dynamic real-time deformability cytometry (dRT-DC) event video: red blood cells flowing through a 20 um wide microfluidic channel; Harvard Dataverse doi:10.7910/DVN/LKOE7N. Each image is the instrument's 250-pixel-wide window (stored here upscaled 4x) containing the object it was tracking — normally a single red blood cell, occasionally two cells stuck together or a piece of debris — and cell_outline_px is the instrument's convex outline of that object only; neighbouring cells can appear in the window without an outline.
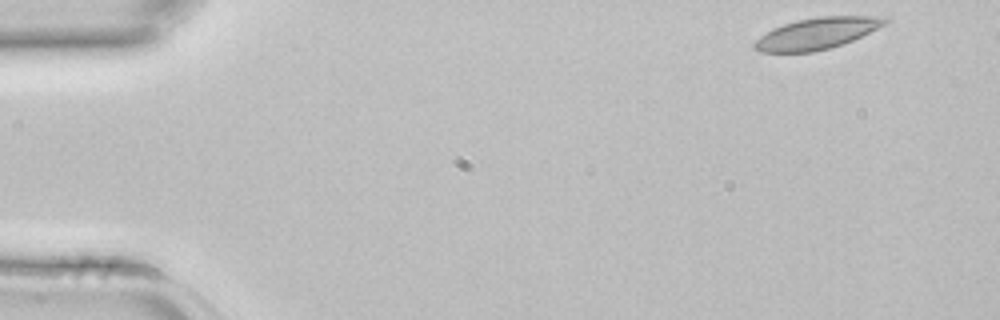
{"species": "common noctule bat (a hibernating species)", "species_latin": "Nyctalus noctula", "temperature_condition": "room temperature", "stored_images_in_passage": 4, "camera_frame_rate_fps": 3000, "um_per_image_px": 0.085, "animal": {"sex": "female", "body_mass_g": 22.7, "forearm_length_mm": 54.2}, "frame": {"image": 1, "passage_image": 1, "time_ms": 0.0, "image_size_px": [1000, 320], "cell_outline_px": [[892, 20], [852, 40], [828, 48], [812, 52], [760, 52], [752, 48], [752, 44], [760, 36], [772, 28], [796, 20], [820, 16], [888, 16]], "centroid_in_image_um": [69.41, 2.83], "position_along_channel_um": 15.6, "area_um2": 23.76}}